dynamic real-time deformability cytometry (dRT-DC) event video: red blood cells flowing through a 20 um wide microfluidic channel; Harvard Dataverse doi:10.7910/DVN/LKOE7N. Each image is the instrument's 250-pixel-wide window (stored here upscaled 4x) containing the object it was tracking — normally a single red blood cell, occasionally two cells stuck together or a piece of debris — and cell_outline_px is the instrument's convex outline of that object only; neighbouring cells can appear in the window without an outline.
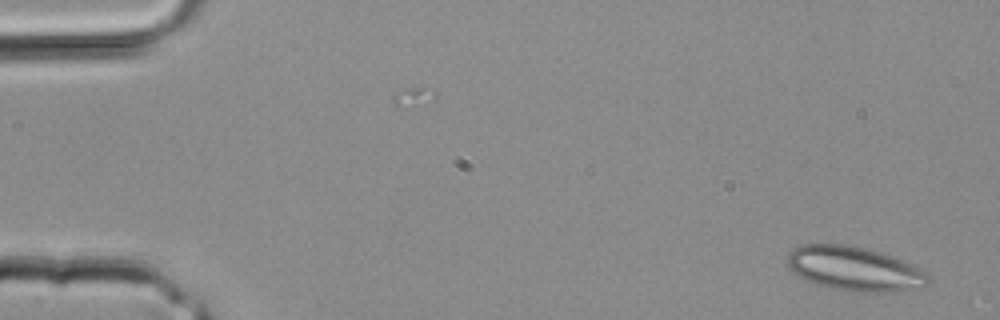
{"species": "common noctule bat (a hibernating species)", "species_latin": "Nyctalus noctula", "temperature_condition": "room temperature", "stored_images_in_passage": 2, "camera_frame_rate_fps": 3000, "um_per_image_px": 0.085, "animal": {"sex": "male", "body_mass_g": 20.4}, "frame": {"image": 1, "passage_image": 2, "time_ms": 0.333, "image_size_px": [1000, 320], "cell_outline_px": [[928, 284], [924, 288], [884, 292], [864, 292], [832, 288], [816, 284], [800, 276], [788, 264], [788, 252], [804, 244], [844, 244], [864, 248], [900, 260], [924, 272], [928, 276]], "centroid_in_image_um": [72.62, 22.85], "position_along_channel_um": 12.4, "area_um2": 35.32}}